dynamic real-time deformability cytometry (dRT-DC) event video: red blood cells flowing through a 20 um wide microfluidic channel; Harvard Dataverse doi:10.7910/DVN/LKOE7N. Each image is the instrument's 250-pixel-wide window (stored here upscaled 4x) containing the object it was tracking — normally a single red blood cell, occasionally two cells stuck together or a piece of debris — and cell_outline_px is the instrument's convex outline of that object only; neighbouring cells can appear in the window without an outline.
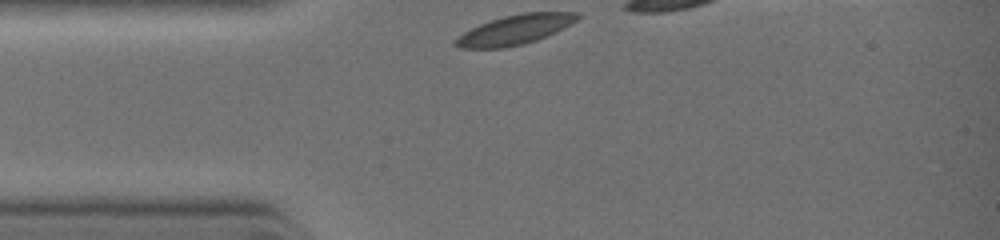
{"species": "common noctule bat (a hibernating species)", "species_latin": "Nyctalus noctula", "temperature_condition": "warm", "stored_images_in_passage": 12, "camera_frame_rate_fps": 3000, "um_per_image_px": 0.085, "animal": {"sex": "female", "body_mass_g": 19.0, "forearm_length_mm": 51.5}, "frame": {"image": 1, "passage_image": 1, "time_ms": 0.0, "image_size_px": [1000, 240], "cell_outline_px": [[584, 16], [536, 40], [524, 44], [504, 48], [460, 48], [452, 44], [464, 32], [480, 24], [504, 16], [520, 12], [580, 12]], "centroid_in_image_um": [43.77, 2.51], "position_along_channel_um": 41.2, "area_um2": 20.69}}